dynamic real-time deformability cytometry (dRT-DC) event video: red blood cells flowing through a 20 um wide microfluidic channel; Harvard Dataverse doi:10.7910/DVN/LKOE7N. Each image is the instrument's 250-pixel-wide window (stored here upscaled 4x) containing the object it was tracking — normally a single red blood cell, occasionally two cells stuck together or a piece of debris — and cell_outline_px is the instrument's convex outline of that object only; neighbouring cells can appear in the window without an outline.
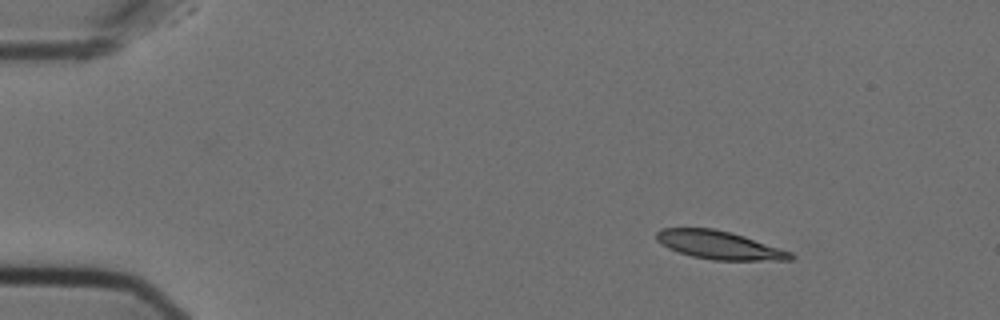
{"species": "Egyptian fruit bat (a non-hibernating species)", "species_latin": "Rousettus aegyptiacus", "temperature_condition": "cold", "stored_images_in_passage": 50, "camera_frame_rate_fps": 3000, "um_per_image_px": 0.085, "animal": {"sex": "female"}, "frame": {"image": 1, "passage_image": 1, "time_ms": 0.0, "image_size_px": [1000, 320], "cell_outline_px": [[796, 256], [792, 260], [712, 260], [692, 256], [668, 248], [656, 240], [656, 232], [660, 228], [712, 228], [732, 232], [792, 252]], "centroid_in_image_um": [61.14, 20.83], "position_along_channel_um": 23.9, "area_um2": 22.08}}
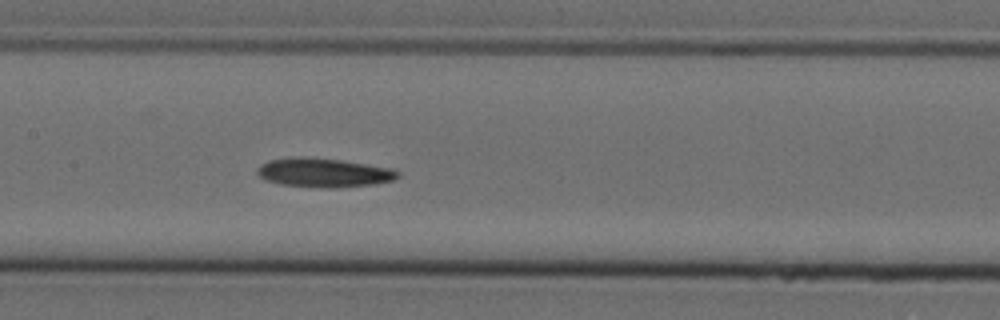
{"frame": {"image": 2, "passage_image": 21, "time_ms": 6.667, "image_size_px": [1000, 320], "cell_outline_px": [[400, 176], [392, 180], [376, 184], [336, 188], [320, 188], [280, 184], [264, 180], [256, 172], [260, 164], [268, 160], [296, 156], [304, 156], [340, 160], [392, 168], [400, 172]], "centroid_in_image_um": [27.5, 14.68], "position_along_channel_um": 179.9, "area_um2": 24.04}}
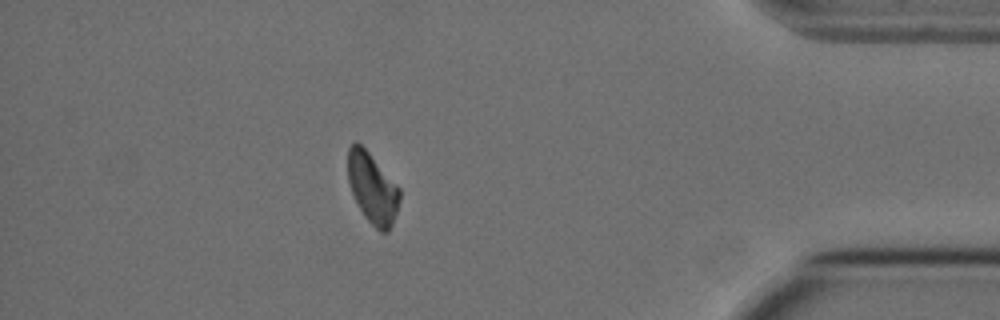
{"frame": {"image": 3, "passage_image": 43, "time_ms": 14.0, "image_size_px": [1000, 320], "cell_outline_px": [[400, 200], [392, 224], [388, 232], [380, 232], [364, 216], [352, 192], [348, 180], [348, 148], [356, 140], [368, 152], [400, 188]], "centroid_in_image_um": [31.66, 16.0], "position_along_channel_um": 403.5, "area_um2": 20.92}}